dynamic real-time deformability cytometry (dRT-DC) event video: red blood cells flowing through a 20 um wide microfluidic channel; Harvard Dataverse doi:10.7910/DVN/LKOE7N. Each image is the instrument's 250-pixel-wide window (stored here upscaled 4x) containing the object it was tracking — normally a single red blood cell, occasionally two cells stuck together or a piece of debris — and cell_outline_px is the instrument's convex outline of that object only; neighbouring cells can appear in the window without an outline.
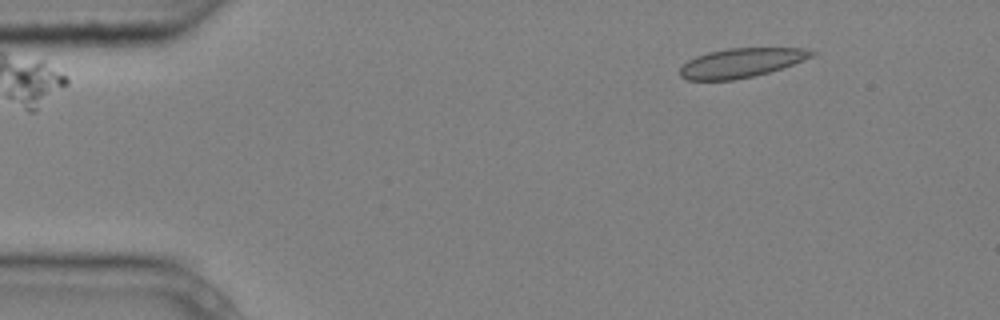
{"species": "common noctule bat (a hibernating species)", "species_latin": "Nyctalus noctula", "temperature_condition": "cold", "stored_images_in_passage": 3, "camera_frame_rate_fps": 3000, "um_per_image_px": 0.085, "animal": {"sex": "male", "body_mass_g": 20.4}, "frame": {"image": 1, "passage_image": 1, "time_ms": 0.0, "image_size_px": [1000, 320], "cell_outline_px": [[820, 52], [812, 56], [792, 64], [768, 72], [752, 76], [732, 80], [688, 80], [680, 76], [680, 68], [688, 60], [696, 56], [708, 52], [728, 48], [804, 48]], "centroid_in_image_um": [62.99, 5.33], "position_along_channel_um": 22.0, "area_um2": 22.25}}